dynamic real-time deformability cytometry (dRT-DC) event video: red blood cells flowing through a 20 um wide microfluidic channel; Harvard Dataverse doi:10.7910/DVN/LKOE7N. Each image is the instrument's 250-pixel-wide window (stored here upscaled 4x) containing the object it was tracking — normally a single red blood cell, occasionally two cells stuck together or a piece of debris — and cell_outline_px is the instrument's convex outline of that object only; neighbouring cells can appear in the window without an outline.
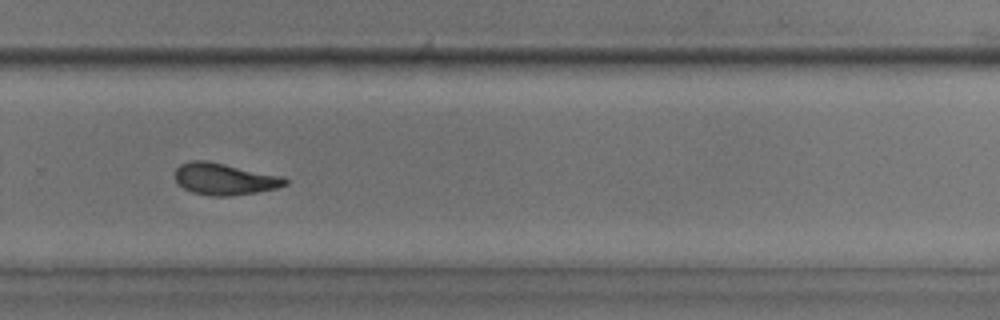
{"species": "common noctule bat (a hibernating species)", "species_latin": "Nyctalus noctula", "temperature_condition": "room temperature", "stored_images_in_passage": 38, "camera_frame_rate_fps": 3000, "um_per_image_px": 0.085, "animal": {"sex": "male", "body_mass_g": 17.9, "forearm_length_mm": 54.2}, "frame": {"image": 1, "passage_image": 21, "time_ms": 6.667, "image_size_px": [1000, 320], "cell_outline_px": [[288, 184], [276, 188], [256, 192], [232, 196], [208, 196], [192, 192], [184, 188], [176, 180], [176, 168], [180, 164], [188, 160], [208, 160], [284, 176], [288, 180]], "centroid_in_image_um": [19.1, 15.2], "position_along_channel_um": 310.7, "area_um2": 20.58}}
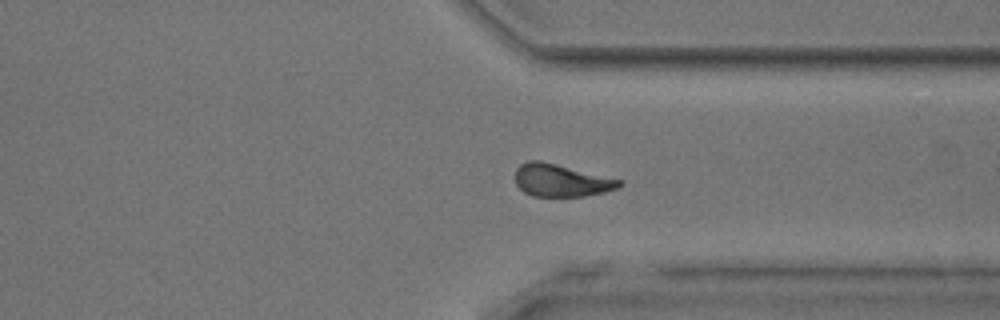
{"frame": {"image": 2, "passage_image": 25, "time_ms": 8.0, "image_size_px": [1000, 320], "cell_outline_px": [[624, 184], [616, 188], [604, 192], [584, 196], [532, 196], [524, 192], [516, 184], [516, 168], [520, 164], [528, 160], [540, 160], [624, 180]], "centroid_in_image_um": [47.71, 15.32], "position_along_channel_um": 363.7, "area_um2": 19.77}}
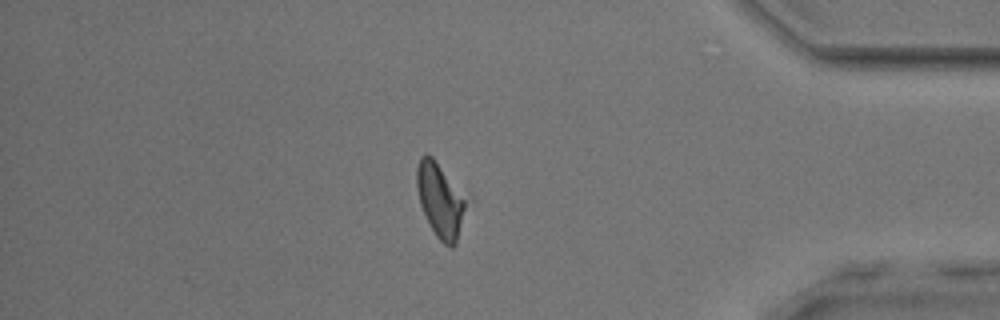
{"frame": {"image": 3, "passage_image": 30, "time_ms": 9.667, "image_size_px": [1000, 320], "cell_outline_px": [[472, 200], [456, 244], [452, 248], [444, 244], [436, 236], [420, 204], [416, 188], [416, 168], [420, 156], [432, 156], [472, 196]], "centroid_in_image_um": [37.55, 16.99], "position_along_channel_um": 397.6, "area_um2": 22.89}}